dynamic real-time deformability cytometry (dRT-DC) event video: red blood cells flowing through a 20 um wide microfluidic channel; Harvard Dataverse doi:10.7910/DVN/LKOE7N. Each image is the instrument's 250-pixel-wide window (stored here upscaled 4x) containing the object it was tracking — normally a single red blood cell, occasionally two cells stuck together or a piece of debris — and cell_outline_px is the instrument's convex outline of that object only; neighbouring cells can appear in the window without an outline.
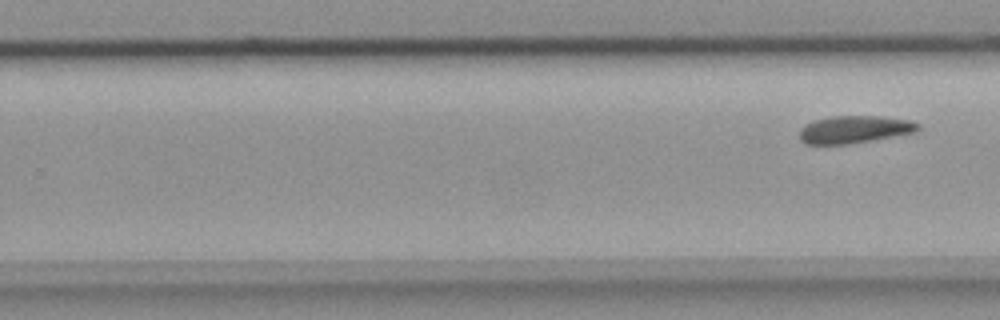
{"species": "common noctule bat (a hibernating species)", "species_latin": "Nyctalus noctula", "temperature_condition": "room temperature", "stored_images_in_passage": 10, "segment_of_instrument_passage": [2, 2], "camera_frame_rate_fps": 3000, "um_per_image_px": 0.085, "animal": {"sex": "female", "body_mass_g": 18.4}, "frame": {"image": 1, "passage_image": 10, "time_ms": 3.0, "image_size_px": [1000, 320], "cell_outline_px": [[920, 132], [852, 144], [804, 144], [800, 140], [800, 128], [804, 124], [812, 120], [832, 116], [876, 116], [908, 120], [920, 124]], "centroid_in_image_um": [72.64, 11.01], "position_along_channel_um": 257.2, "area_um2": 19.36}}